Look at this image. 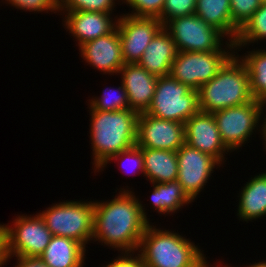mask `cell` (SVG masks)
Masks as SVG:
<instances>
[{"label":"cell","instance_id":"6da1fadb","mask_svg":"<svg viewBox=\"0 0 266 267\" xmlns=\"http://www.w3.org/2000/svg\"><path fill=\"white\" fill-rule=\"evenodd\" d=\"M122 190L111 201H94L92 240L122 253L136 252L150 223L139 198Z\"/></svg>","mask_w":266,"mask_h":267},{"label":"cell","instance_id":"7a4b0ae2","mask_svg":"<svg viewBox=\"0 0 266 267\" xmlns=\"http://www.w3.org/2000/svg\"><path fill=\"white\" fill-rule=\"evenodd\" d=\"M90 138L94 170L114 155L136 145L139 113L131 109L118 111H90Z\"/></svg>","mask_w":266,"mask_h":267},{"label":"cell","instance_id":"3957f363","mask_svg":"<svg viewBox=\"0 0 266 267\" xmlns=\"http://www.w3.org/2000/svg\"><path fill=\"white\" fill-rule=\"evenodd\" d=\"M194 244L174 231L157 229L150 223L137 251L144 267H204L208 263L206 257Z\"/></svg>","mask_w":266,"mask_h":267},{"label":"cell","instance_id":"277c9868","mask_svg":"<svg viewBox=\"0 0 266 267\" xmlns=\"http://www.w3.org/2000/svg\"><path fill=\"white\" fill-rule=\"evenodd\" d=\"M253 99L248 69L235 54L198 90L199 110L207 113L244 105Z\"/></svg>","mask_w":266,"mask_h":267},{"label":"cell","instance_id":"5b68a950","mask_svg":"<svg viewBox=\"0 0 266 267\" xmlns=\"http://www.w3.org/2000/svg\"><path fill=\"white\" fill-rule=\"evenodd\" d=\"M39 215L53 236L68 237L84 247L92 241L94 201H67L54 204Z\"/></svg>","mask_w":266,"mask_h":267},{"label":"cell","instance_id":"8992f818","mask_svg":"<svg viewBox=\"0 0 266 267\" xmlns=\"http://www.w3.org/2000/svg\"><path fill=\"white\" fill-rule=\"evenodd\" d=\"M198 111V91L169 75L158 77L152 102L145 113L184 124Z\"/></svg>","mask_w":266,"mask_h":267},{"label":"cell","instance_id":"52a82bcc","mask_svg":"<svg viewBox=\"0 0 266 267\" xmlns=\"http://www.w3.org/2000/svg\"><path fill=\"white\" fill-rule=\"evenodd\" d=\"M163 28L172 37L178 51L209 52L235 49L234 42L229 38L225 44L227 45L226 49H223L224 34L196 14L174 18L168 21Z\"/></svg>","mask_w":266,"mask_h":267},{"label":"cell","instance_id":"ba28073f","mask_svg":"<svg viewBox=\"0 0 266 267\" xmlns=\"http://www.w3.org/2000/svg\"><path fill=\"white\" fill-rule=\"evenodd\" d=\"M234 51H178L171 65L170 76L190 89L198 91L218 73L224 63L235 53Z\"/></svg>","mask_w":266,"mask_h":267},{"label":"cell","instance_id":"9c48e42d","mask_svg":"<svg viewBox=\"0 0 266 267\" xmlns=\"http://www.w3.org/2000/svg\"><path fill=\"white\" fill-rule=\"evenodd\" d=\"M263 108V102L253 99L244 105L212 113L221 139L230 152L250 140L253 130L259 127V121L263 117L261 115L264 114Z\"/></svg>","mask_w":266,"mask_h":267},{"label":"cell","instance_id":"30bf717a","mask_svg":"<svg viewBox=\"0 0 266 267\" xmlns=\"http://www.w3.org/2000/svg\"><path fill=\"white\" fill-rule=\"evenodd\" d=\"M13 227L7 224V256L39 258L53 236L41 216H16Z\"/></svg>","mask_w":266,"mask_h":267},{"label":"cell","instance_id":"8fae6325","mask_svg":"<svg viewBox=\"0 0 266 267\" xmlns=\"http://www.w3.org/2000/svg\"><path fill=\"white\" fill-rule=\"evenodd\" d=\"M117 30L124 64L138 63L154 36L163 28L157 17L120 15Z\"/></svg>","mask_w":266,"mask_h":267},{"label":"cell","instance_id":"7c38bea8","mask_svg":"<svg viewBox=\"0 0 266 267\" xmlns=\"http://www.w3.org/2000/svg\"><path fill=\"white\" fill-rule=\"evenodd\" d=\"M178 177L183 191L194 202L213 173L221 163L211 155L184 143L177 151Z\"/></svg>","mask_w":266,"mask_h":267},{"label":"cell","instance_id":"4fadbf2b","mask_svg":"<svg viewBox=\"0 0 266 267\" xmlns=\"http://www.w3.org/2000/svg\"><path fill=\"white\" fill-rule=\"evenodd\" d=\"M185 143V127L178 121L153 117L145 112L137 120L136 145L176 152Z\"/></svg>","mask_w":266,"mask_h":267},{"label":"cell","instance_id":"5bb4252c","mask_svg":"<svg viewBox=\"0 0 266 267\" xmlns=\"http://www.w3.org/2000/svg\"><path fill=\"white\" fill-rule=\"evenodd\" d=\"M184 127L186 144L224 163V156L229 149L221 139L212 113L199 110L184 123Z\"/></svg>","mask_w":266,"mask_h":267},{"label":"cell","instance_id":"9a60e30c","mask_svg":"<svg viewBox=\"0 0 266 267\" xmlns=\"http://www.w3.org/2000/svg\"><path fill=\"white\" fill-rule=\"evenodd\" d=\"M81 57L103 74H119L124 65L117 27L109 34L79 46Z\"/></svg>","mask_w":266,"mask_h":267},{"label":"cell","instance_id":"2e32d148","mask_svg":"<svg viewBox=\"0 0 266 267\" xmlns=\"http://www.w3.org/2000/svg\"><path fill=\"white\" fill-rule=\"evenodd\" d=\"M63 13L64 26L78 41V46L107 35L117 27L118 20L110 17L112 12L78 10Z\"/></svg>","mask_w":266,"mask_h":267},{"label":"cell","instance_id":"e0dca14e","mask_svg":"<svg viewBox=\"0 0 266 267\" xmlns=\"http://www.w3.org/2000/svg\"><path fill=\"white\" fill-rule=\"evenodd\" d=\"M119 74L126 90L129 109L139 114L146 112L152 102L158 77L138 63L124 64Z\"/></svg>","mask_w":266,"mask_h":267},{"label":"cell","instance_id":"ac0fdd59","mask_svg":"<svg viewBox=\"0 0 266 267\" xmlns=\"http://www.w3.org/2000/svg\"><path fill=\"white\" fill-rule=\"evenodd\" d=\"M177 52L172 37L162 28L149 43L138 64L156 77L169 76Z\"/></svg>","mask_w":266,"mask_h":267},{"label":"cell","instance_id":"d6986e66","mask_svg":"<svg viewBox=\"0 0 266 267\" xmlns=\"http://www.w3.org/2000/svg\"><path fill=\"white\" fill-rule=\"evenodd\" d=\"M85 252L86 247L74 239L52 236L39 258L49 267H83Z\"/></svg>","mask_w":266,"mask_h":267},{"label":"cell","instance_id":"ffe728a7","mask_svg":"<svg viewBox=\"0 0 266 267\" xmlns=\"http://www.w3.org/2000/svg\"><path fill=\"white\" fill-rule=\"evenodd\" d=\"M143 153L144 176L150 183H167L178 177L177 154L171 150L140 148Z\"/></svg>","mask_w":266,"mask_h":267},{"label":"cell","instance_id":"44dd1931","mask_svg":"<svg viewBox=\"0 0 266 267\" xmlns=\"http://www.w3.org/2000/svg\"><path fill=\"white\" fill-rule=\"evenodd\" d=\"M239 220L252 221L266 216V172L246 182L239 195Z\"/></svg>","mask_w":266,"mask_h":267},{"label":"cell","instance_id":"7402d4cb","mask_svg":"<svg viewBox=\"0 0 266 267\" xmlns=\"http://www.w3.org/2000/svg\"><path fill=\"white\" fill-rule=\"evenodd\" d=\"M194 14L236 41L239 30L232 23L230 0H197Z\"/></svg>","mask_w":266,"mask_h":267},{"label":"cell","instance_id":"603a6c76","mask_svg":"<svg viewBox=\"0 0 266 267\" xmlns=\"http://www.w3.org/2000/svg\"><path fill=\"white\" fill-rule=\"evenodd\" d=\"M151 194V204L159 214L175 213L185 204L193 202L183 191L181 184L176 181L154 183Z\"/></svg>","mask_w":266,"mask_h":267},{"label":"cell","instance_id":"cb8c5ba5","mask_svg":"<svg viewBox=\"0 0 266 267\" xmlns=\"http://www.w3.org/2000/svg\"><path fill=\"white\" fill-rule=\"evenodd\" d=\"M241 57L248 69L252 97L261 102L266 101V50L253 49Z\"/></svg>","mask_w":266,"mask_h":267},{"label":"cell","instance_id":"d4e9b609","mask_svg":"<svg viewBox=\"0 0 266 267\" xmlns=\"http://www.w3.org/2000/svg\"><path fill=\"white\" fill-rule=\"evenodd\" d=\"M266 39V4L254 12L253 16L239 30L238 37L234 42L235 49L250 45V43Z\"/></svg>","mask_w":266,"mask_h":267},{"label":"cell","instance_id":"484cf974","mask_svg":"<svg viewBox=\"0 0 266 267\" xmlns=\"http://www.w3.org/2000/svg\"><path fill=\"white\" fill-rule=\"evenodd\" d=\"M115 91L117 92L116 94ZM89 103L90 111H118L129 109L128 98L122 81L121 86H119L117 90L114 88H106L105 91L103 90L101 98L95 97L91 99Z\"/></svg>","mask_w":266,"mask_h":267},{"label":"cell","instance_id":"4316f807","mask_svg":"<svg viewBox=\"0 0 266 267\" xmlns=\"http://www.w3.org/2000/svg\"><path fill=\"white\" fill-rule=\"evenodd\" d=\"M115 1L117 0H57L58 12L78 10L113 12Z\"/></svg>","mask_w":266,"mask_h":267},{"label":"cell","instance_id":"83f0119b","mask_svg":"<svg viewBox=\"0 0 266 267\" xmlns=\"http://www.w3.org/2000/svg\"><path fill=\"white\" fill-rule=\"evenodd\" d=\"M197 0H165L162 14L158 17L163 26L178 17L193 15Z\"/></svg>","mask_w":266,"mask_h":267},{"label":"cell","instance_id":"f1b7e54d","mask_svg":"<svg viewBox=\"0 0 266 267\" xmlns=\"http://www.w3.org/2000/svg\"><path fill=\"white\" fill-rule=\"evenodd\" d=\"M233 25L240 30L261 6L260 0H230Z\"/></svg>","mask_w":266,"mask_h":267},{"label":"cell","instance_id":"f546056e","mask_svg":"<svg viewBox=\"0 0 266 267\" xmlns=\"http://www.w3.org/2000/svg\"><path fill=\"white\" fill-rule=\"evenodd\" d=\"M127 6L133 8L127 15L135 17H159L165 4V0H122ZM129 4V5H128Z\"/></svg>","mask_w":266,"mask_h":267},{"label":"cell","instance_id":"4dcf8cb0","mask_svg":"<svg viewBox=\"0 0 266 267\" xmlns=\"http://www.w3.org/2000/svg\"><path fill=\"white\" fill-rule=\"evenodd\" d=\"M7 4H11V6L16 9L26 10L30 12H43L47 11V13L58 11V3L57 0H5Z\"/></svg>","mask_w":266,"mask_h":267},{"label":"cell","instance_id":"1f68e13d","mask_svg":"<svg viewBox=\"0 0 266 267\" xmlns=\"http://www.w3.org/2000/svg\"><path fill=\"white\" fill-rule=\"evenodd\" d=\"M112 160H119V161L122 160V163H121L122 165H123L124 161L125 162H127V161L131 162L132 163V169H133L132 171H133V173H136V172H134V170L136 171V169H138L137 172L140 171L141 174L144 175L143 153H142V150L140 149V147L137 146V145H134L131 148L126 149L124 151H121L119 154L112 156L99 170L102 171L103 168L106 167V165Z\"/></svg>","mask_w":266,"mask_h":267},{"label":"cell","instance_id":"d6a6232c","mask_svg":"<svg viewBox=\"0 0 266 267\" xmlns=\"http://www.w3.org/2000/svg\"><path fill=\"white\" fill-rule=\"evenodd\" d=\"M134 253L135 252H123L117 259H114V261H111V263L103 267H144L139 253L137 256L135 255V257Z\"/></svg>","mask_w":266,"mask_h":267},{"label":"cell","instance_id":"836d02e7","mask_svg":"<svg viewBox=\"0 0 266 267\" xmlns=\"http://www.w3.org/2000/svg\"><path fill=\"white\" fill-rule=\"evenodd\" d=\"M18 260L15 267H49L37 257H16Z\"/></svg>","mask_w":266,"mask_h":267},{"label":"cell","instance_id":"e575fe53","mask_svg":"<svg viewBox=\"0 0 266 267\" xmlns=\"http://www.w3.org/2000/svg\"><path fill=\"white\" fill-rule=\"evenodd\" d=\"M0 255L8 262L7 256V225L0 224Z\"/></svg>","mask_w":266,"mask_h":267},{"label":"cell","instance_id":"d590c367","mask_svg":"<svg viewBox=\"0 0 266 267\" xmlns=\"http://www.w3.org/2000/svg\"><path fill=\"white\" fill-rule=\"evenodd\" d=\"M263 105H265V108H263V109L266 110V101L263 102ZM263 119H264V120H262L263 121V125H261L260 127H262L261 130H262L263 134H261V135H262V139H264L265 149H266V117L263 118Z\"/></svg>","mask_w":266,"mask_h":267},{"label":"cell","instance_id":"8d00e7d4","mask_svg":"<svg viewBox=\"0 0 266 267\" xmlns=\"http://www.w3.org/2000/svg\"><path fill=\"white\" fill-rule=\"evenodd\" d=\"M248 267H266V261L254 263L252 265H249Z\"/></svg>","mask_w":266,"mask_h":267},{"label":"cell","instance_id":"74e56055","mask_svg":"<svg viewBox=\"0 0 266 267\" xmlns=\"http://www.w3.org/2000/svg\"><path fill=\"white\" fill-rule=\"evenodd\" d=\"M6 260L0 255V267H2V265H6Z\"/></svg>","mask_w":266,"mask_h":267},{"label":"cell","instance_id":"f35d334b","mask_svg":"<svg viewBox=\"0 0 266 267\" xmlns=\"http://www.w3.org/2000/svg\"><path fill=\"white\" fill-rule=\"evenodd\" d=\"M218 266H219V265H217V266H213V267H218ZM204 267H209V263H207ZM219 267H220V266H219ZM221 267H230V266H227V265H226V266H224V265L222 266V265H221Z\"/></svg>","mask_w":266,"mask_h":267},{"label":"cell","instance_id":"ab89813d","mask_svg":"<svg viewBox=\"0 0 266 267\" xmlns=\"http://www.w3.org/2000/svg\"><path fill=\"white\" fill-rule=\"evenodd\" d=\"M261 4H266V0H260Z\"/></svg>","mask_w":266,"mask_h":267}]
</instances>
